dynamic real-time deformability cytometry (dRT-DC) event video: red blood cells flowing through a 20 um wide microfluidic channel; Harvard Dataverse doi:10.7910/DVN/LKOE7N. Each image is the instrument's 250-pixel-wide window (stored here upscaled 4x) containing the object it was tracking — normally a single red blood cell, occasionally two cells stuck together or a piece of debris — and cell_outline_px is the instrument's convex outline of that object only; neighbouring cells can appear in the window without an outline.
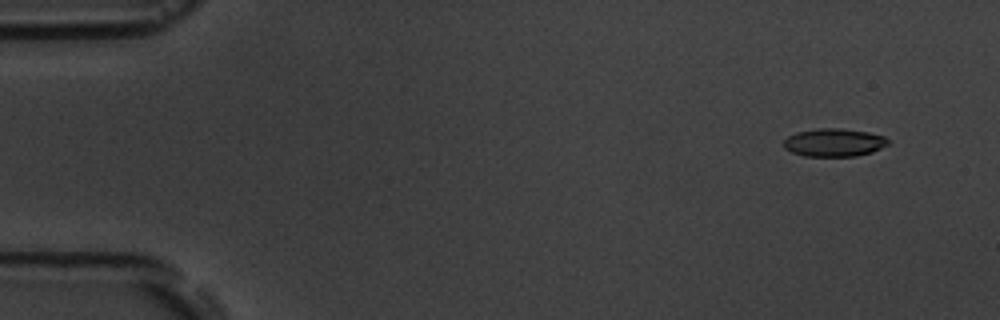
{"species": "common noctule bat (a hibernating species)", "species_latin": "Nyctalus noctula", "temperature_condition": "room temperature", "stored_images_in_passage": 10, "camera_frame_rate_fps": 3000, "um_per_image_px": 0.085, "animal": {"sex": "male", "body_mass_g": 19.5, "forearm_length_mm": 54.6}, "frame": {"image": 1, "passage_image": 1, "time_ms": 0.0, "image_size_px": [1000, 320], "cell_outline_px": [[892, 140], [888, 144], [872, 152], [856, 156], [804, 156], [792, 152], [784, 148], [784, 140], [788, 136], [796, 132], [816, 128], [840, 128], [868, 132], [884, 136]], "centroid_in_image_um": [70.9, 12.11], "position_along_channel_um": 14.1, "area_um2": 17.17}}
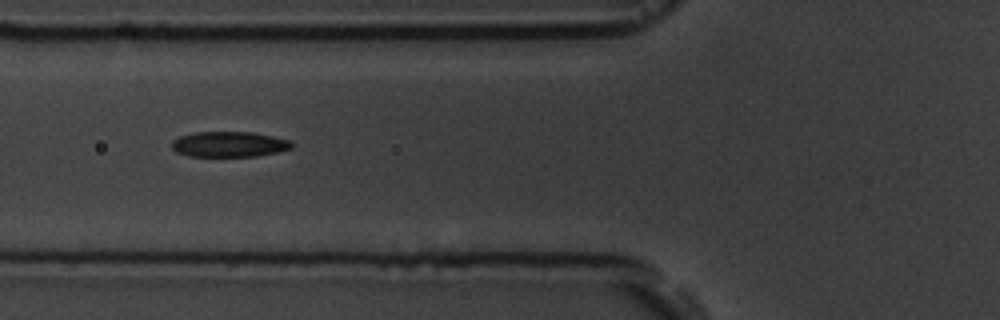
{"frame": {"image": 2, "passage_image": 6, "time_ms": 5.667, "image_size_px": [1000, 320], "cell_outline_px": [[292, 148], [276, 152], [256, 156], [188, 156], [176, 152], [172, 148], [172, 140], [180, 136], [192, 132], [252, 132], [272, 136], [288, 140], [292, 144]], "centroid_in_image_um": [19.43, 12.26], "position_along_channel_um": 106.4, "area_um2": 17.69}}
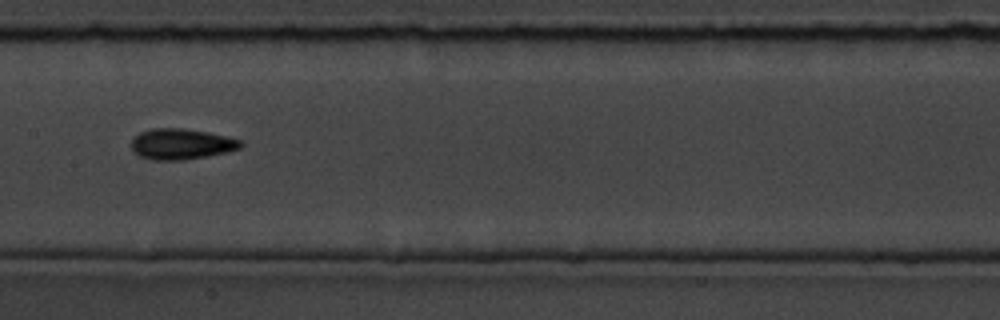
{"frame": {"image": 3, "passage_image": 8, "time_ms": 8.0, "image_size_px": [1000, 320], "cell_outline_px": [[244, 144], [240, 148], [208, 156], [184, 160], [152, 160], [140, 156], [132, 148], [132, 140], [140, 132], [152, 128], [184, 128], [208, 132], [228, 136], [240, 140]], "centroid_in_image_um": [15.43, 12.24], "position_along_channel_um": 192.0, "area_um2": 19.54}}